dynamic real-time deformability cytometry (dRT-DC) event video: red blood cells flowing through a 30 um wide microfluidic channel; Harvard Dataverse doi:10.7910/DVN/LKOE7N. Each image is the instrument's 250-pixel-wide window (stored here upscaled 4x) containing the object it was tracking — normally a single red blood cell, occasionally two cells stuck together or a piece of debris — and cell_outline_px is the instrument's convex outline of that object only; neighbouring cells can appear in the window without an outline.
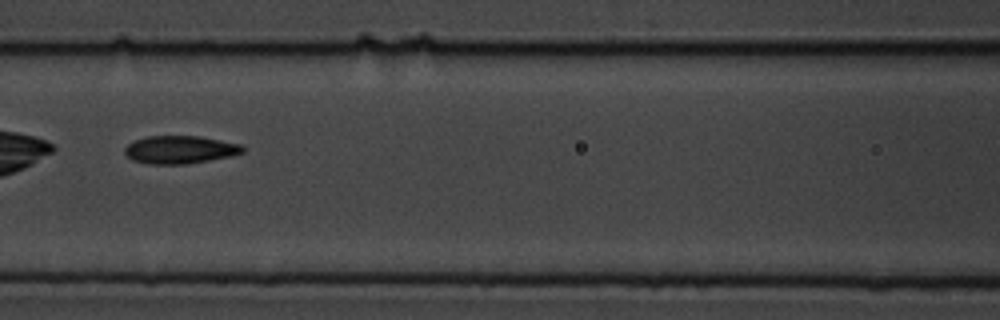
{"species": "common noctule bat (a hibernating species)", "species_latin": "Nyctalus noctula", "temperature_condition": "cold", "stored_images_in_passage": 8, "camera_frame_rate_fps": 3000, "um_per_image_px": 0.085, "animal": {"sex": "male", "body_mass_g": 19.5, "forearm_length_mm": 54.6}, "frame": {"image": 1, "passage_image": 7, "time_ms": 7.667, "image_size_px": [1000, 320], "cell_outline_px": [[244, 152], [232, 156], [188, 164], [148, 164], [132, 160], [124, 152], [124, 148], [128, 144], [136, 140], [148, 136], [200, 136], [240, 144], [244, 148]], "centroid_in_image_um": [15.3, 12.73], "position_along_channel_um": 151.3, "area_um2": 19.19}}
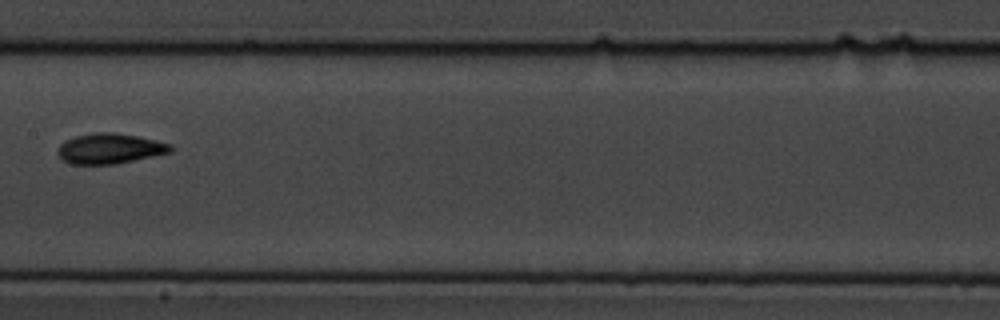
{"frame": {"image": 2, "passage_image": 8, "time_ms": 9.0, "image_size_px": [1000, 320], "cell_outline_px": [[172, 152], [116, 164], [72, 164], [64, 160], [56, 152], [60, 144], [64, 140], [76, 136], [92, 132], [112, 132], [136, 136], [156, 140], [172, 144]], "centroid_in_image_um": [9.33, 12.62], "position_along_channel_um": 198.1, "area_um2": 19.94}}